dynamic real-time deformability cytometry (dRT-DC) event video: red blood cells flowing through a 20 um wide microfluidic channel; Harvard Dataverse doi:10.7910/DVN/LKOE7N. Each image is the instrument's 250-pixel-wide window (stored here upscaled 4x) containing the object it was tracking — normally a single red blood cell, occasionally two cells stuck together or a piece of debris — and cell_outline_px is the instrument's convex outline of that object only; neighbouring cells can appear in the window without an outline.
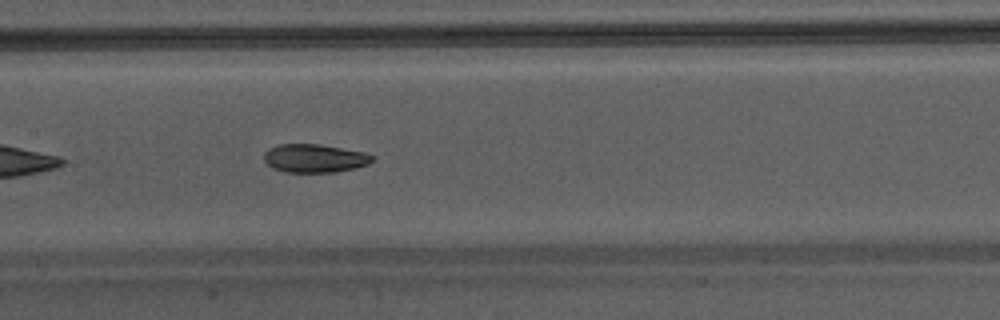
{"species": "Egyptian fruit bat (a non-hibernating species)", "species_latin": "Rousettus aegyptiacus", "temperature_condition": "warm", "stored_images_in_passage": 33, "camera_frame_rate_fps": 3000, "um_per_image_px": 0.085, "animal": {"sex": "male"}, "frame": {"image": 1, "passage_image": 10, "time_ms": 3.0, "image_size_px": [1000, 320], "cell_outline_px": [[376, 156], [368, 164], [356, 168], [336, 172], [284, 172], [272, 168], [264, 160], [264, 152], [268, 148], [280, 144], [320, 144], [364, 152]], "centroid_in_image_um": [26.74, 13.45], "position_along_channel_um": 180.7, "area_um2": 18.03}}
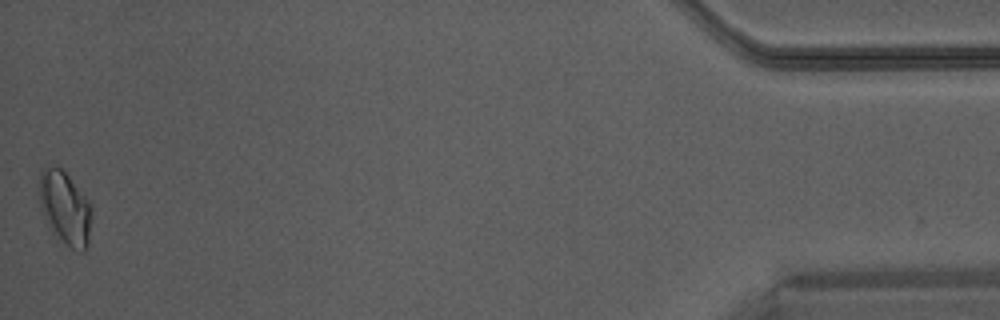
{"frame": {"image": 2, "passage_image": 33, "time_ms": 10.667, "image_size_px": [1000, 320], "cell_outline_px": [[92, 216], [88, 244], [84, 252], [80, 252], [72, 248], [52, 232], [40, 208], [40, 172], [44, 168], [60, 168], [68, 176], [92, 208]], "centroid_in_image_um": [5.54, 17.73], "position_along_channel_um": 429.7, "area_um2": 21.73}}